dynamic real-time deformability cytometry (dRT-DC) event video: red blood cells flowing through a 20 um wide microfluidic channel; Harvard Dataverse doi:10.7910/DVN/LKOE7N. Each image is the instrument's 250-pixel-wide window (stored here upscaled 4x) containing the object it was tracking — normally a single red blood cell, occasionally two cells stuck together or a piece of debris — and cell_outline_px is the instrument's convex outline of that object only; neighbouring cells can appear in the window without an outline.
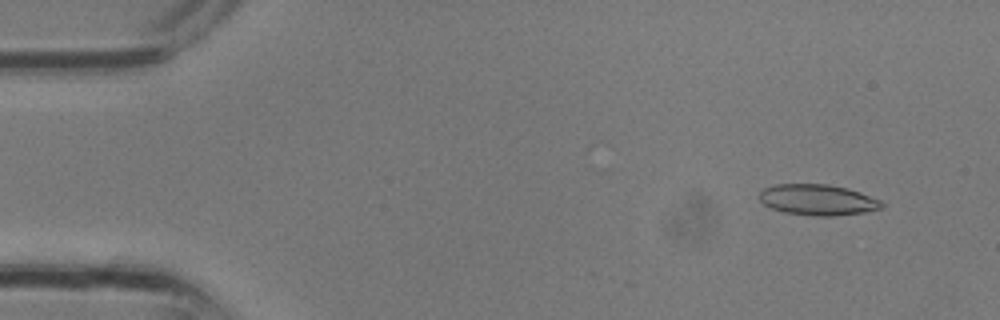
{"species": "common noctule bat (a hibernating species)", "species_latin": "Nyctalus noctula", "temperature_condition": "room temperature", "stored_images_in_passage": 2, "camera_frame_rate_fps": 3000, "um_per_image_px": 0.085, "animal": {"sex": "male", "body_mass_g": 13.3}, "frame": {"image": 1, "passage_image": 1, "time_ms": 0.0, "image_size_px": [1000, 320], "cell_outline_px": [[884, 208], [864, 212], [832, 216], [812, 216], [784, 212], [772, 208], [764, 204], [760, 200], [760, 192], [764, 188], [776, 184], [828, 184], [848, 188], [860, 192], [880, 200], [884, 204]], "centroid_in_image_um": [69.53, 16.98], "position_along_channel_um": 15.5, "area_um2": 22.02}}